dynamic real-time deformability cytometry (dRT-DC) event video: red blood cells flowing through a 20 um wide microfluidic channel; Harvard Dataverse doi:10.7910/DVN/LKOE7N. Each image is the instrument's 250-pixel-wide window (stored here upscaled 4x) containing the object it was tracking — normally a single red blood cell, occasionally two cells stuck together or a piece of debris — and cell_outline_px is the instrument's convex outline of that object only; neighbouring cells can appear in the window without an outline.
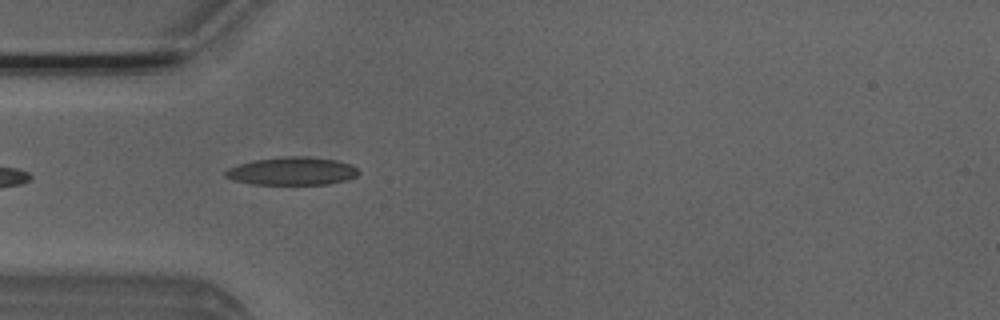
{"species": "Egyptian fruit bat (a non-hibernating species)", "species_latin": "Rousettus aegyptiacus", "temperature_condition": "room temperature", "stored_images_in_passage": 5, "camera_frame_rate_fps": 3000, "um_per_image_px": 0.085, "animal": {"sex": "male"}, "frame": {"image": 1, "passage_image": 5, "time_ms": 1.333, "image_size_px": [1000, 320], "cell_outline_px": [[360, 172], [356, 176], [348, 180], [328, 184], [252, 184], [232, 180], [224, 176], [224, 172], [228, 168], [252, 160], [284, 156], [308, 156], [336, 160], [352, 164]], "centroid_in_image_um": [24.83, 14.54], "position_along_channel_um": 60.2, "area_um2": 21.91}}